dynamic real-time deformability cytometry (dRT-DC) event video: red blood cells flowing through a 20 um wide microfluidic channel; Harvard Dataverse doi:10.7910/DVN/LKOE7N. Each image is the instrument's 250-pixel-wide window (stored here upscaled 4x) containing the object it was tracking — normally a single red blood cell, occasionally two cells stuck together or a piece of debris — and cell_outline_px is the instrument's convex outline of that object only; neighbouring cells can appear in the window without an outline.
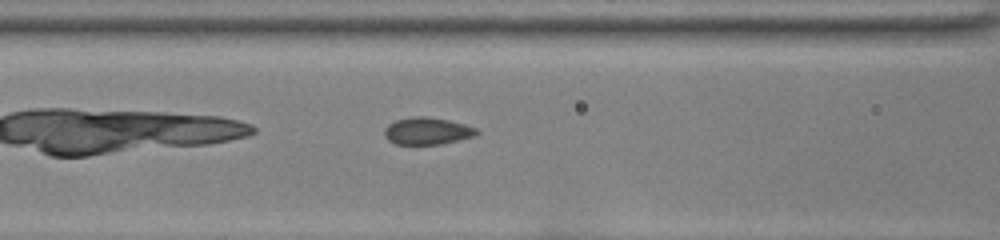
{"species": "common noctule bat (a hibernating species)", "species_latin": "Nyctalus noctula", "temperature_condition": "room temperature", "stored_images_in_passage": 16, "camera_frame_rate_fps": 3000, "um_per_image_px": 0.085, "animal": {"sex": "female", "body_mass_g": 22.0, "forearm_length_mm": 56.7}, "frame": {"image": 1, "passage_image": 5, "time_ms": 1.333, "image_size_px": [1000, 240], "cell_outline_px": [[480, 132], [472, 136], [440, 144], [396, 144], [388, 140], [384, 136], [384, 128], [388, 124], [396, 120], [412, 116], [428, 116], [448, 120], [464, 124], [476, 128]], "centroid_in_image_um": [36.27, 11.12], "position_along_channel_um": 130.3, "area_um2": 14.51}}
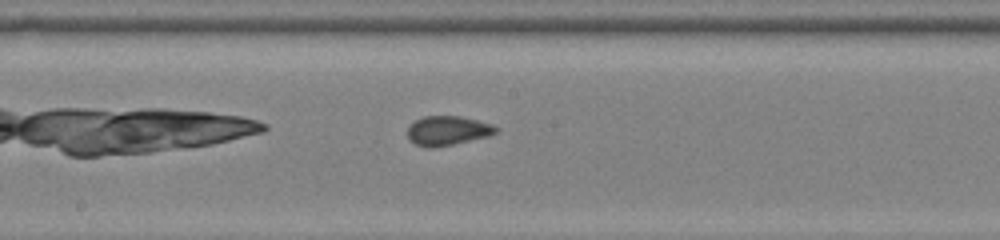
{"frame": {"image": 2, "passage_image": 11, "time_ms": 3.333, "image_size_px": [1000, 240], "cell_outline_px": [[500, 128], [496, 132], [488, 136], [452, 144], [432, 148], [428, 148], [416, 144], [408, 136], [408, 128], [416, 120], [424, 116], [460, 116], [492, 124]], "centroid_in_image_um": [38.07, 11.1], "position_along_channel_um": 210.1, "area_um2": 14.85}}
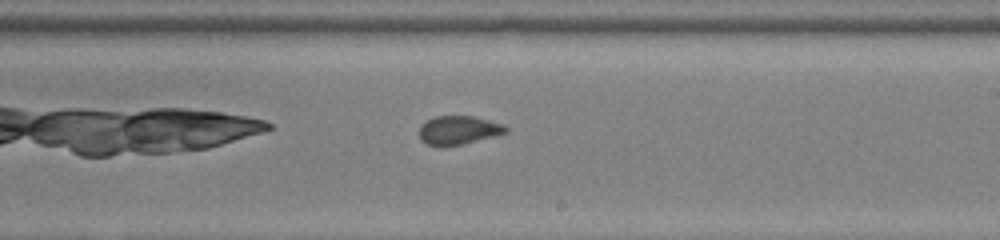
{"frame": {"image": 3, "passage_image": 14, "time_ms": 4.333, "image_size_px": [1000, 240], "cell_outline_px": [[508, 132], [464, 144], [428, 144], [420, 140], [420, 124], [436, 116], [472, 116], [504, 124], [508, 128]], "centroid_in_image_um": [39.0, 11.04], "position_along_channel_um": 250.0, "area_um2": 14.1}}